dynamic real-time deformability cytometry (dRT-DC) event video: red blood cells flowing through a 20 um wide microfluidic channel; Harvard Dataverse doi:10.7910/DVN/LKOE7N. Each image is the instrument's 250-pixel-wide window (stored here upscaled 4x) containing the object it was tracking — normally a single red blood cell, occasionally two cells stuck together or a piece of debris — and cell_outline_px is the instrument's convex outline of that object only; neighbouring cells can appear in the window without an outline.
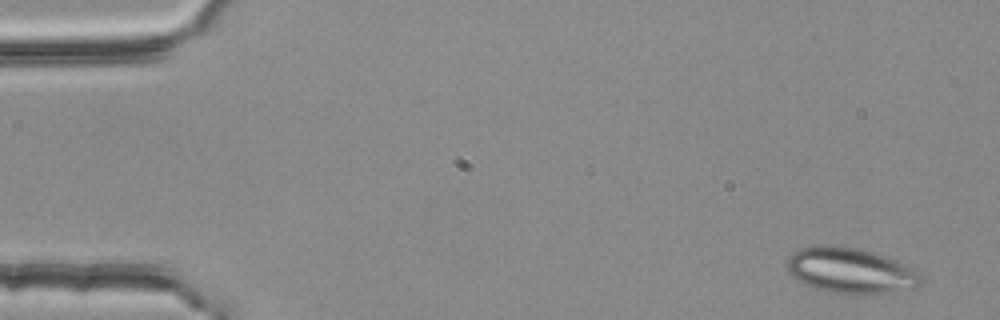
{"species": "common noctule bat (a hibernating species)", "species_latin": "Nyctalus noctula", "temperature_condition": "room temperature", "stored_images_in_passage": 3, "segment_of_instrument_passage": [2, 2], "camera_frame_rate_fps": 3000, "um_per_image_px": 0.085, "animal": {"sex": "female", "body_mass_g": 25.1}, "frame": {"image": 1, "passage_image": 3, "time_ms": 0.667, "image_size_px": [1000, 320], "cell_outline_px": [[924, 284], [916, 288], [860, 296], [832, 292], [816, 288], [804, 284], [792, 276], [788, 272], [788, 260], [792, 252], [800, 248], [824, 244], [840, 244], [872, 252], [884, 256], [904, 264], [916, 272], [924, 280]], "centroid_in_image_um": [72.29, 23.01], "position_along_channel_um": 12.7, "area_um2": 35.84}}